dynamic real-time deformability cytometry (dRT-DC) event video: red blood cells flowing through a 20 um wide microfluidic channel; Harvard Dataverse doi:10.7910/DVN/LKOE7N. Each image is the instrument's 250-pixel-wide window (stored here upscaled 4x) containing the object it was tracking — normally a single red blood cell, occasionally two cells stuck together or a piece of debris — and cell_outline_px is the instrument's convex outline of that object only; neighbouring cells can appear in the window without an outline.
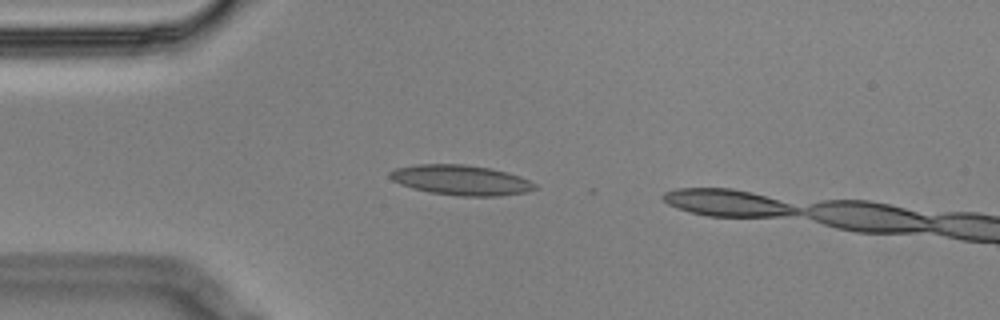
{"species": "Egyptian fruit bat (a non-hibernating species)", "species_latin": "Rousettus aegyptiacus", "temperature_condition": "cold", "stored_images_in_passage": 4, "camera_frame_rate_fps": 3000, "um_per_image_px": 0.085, "animal": {"sex": "male"}, "frame": {"image": 1, "passage_image": 3, "time_ms": 0.667, "image_size_px": [1000, 320], "cell_outline_px": [[536, 188], [528, 192], [500, 196], [460, 196], [432, 192], [412, 188], [400, 184], [392, 180], [388, 176], [388, 172], [396, 168], [416, 164], [464, 164], [492, 168], [508, 172], [520, 176], [536, 184]], "centroid_in_image_um": [39.18, 15.3], "position_along_channel_um": 45.8, "area_um2": 25.55}}